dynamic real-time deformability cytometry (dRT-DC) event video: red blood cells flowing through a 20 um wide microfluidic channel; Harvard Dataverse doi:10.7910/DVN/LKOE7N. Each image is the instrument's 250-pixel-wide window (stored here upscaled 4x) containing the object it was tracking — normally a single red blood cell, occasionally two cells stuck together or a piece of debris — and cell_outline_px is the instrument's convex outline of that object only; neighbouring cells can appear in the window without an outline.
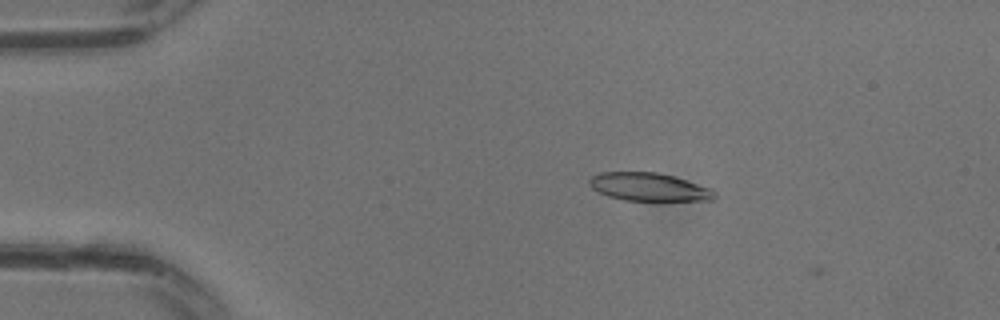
{"species": "common noctule bat (a hibernating species)", "species_latin": "Nyctalus noctula", "temperature_condition": "warm", "stored_images_in_passage": 2, "camera_frame_rate_fps": 3000, "um_per_image_px": 0.085, "animal": {"sex": "male", "body_mass_g": 13.3}, "frame": {"image": 1, "passage_image": 1, "time_ms": 0.0, "image_size_px": [1000, 320], "cell_outline_px": [[716, 196], [712, 200], [624, 200], [608, 196], [592, 188], [588, 184], [588, 180], [592, 176], [600, 172], [656, 172], [672, 176], [712, 188], [716, 192]], "centroid_in_image_um": [55.15, 15.88], "position_along_channel_um": 29.9, "area_um2": 20.35}}